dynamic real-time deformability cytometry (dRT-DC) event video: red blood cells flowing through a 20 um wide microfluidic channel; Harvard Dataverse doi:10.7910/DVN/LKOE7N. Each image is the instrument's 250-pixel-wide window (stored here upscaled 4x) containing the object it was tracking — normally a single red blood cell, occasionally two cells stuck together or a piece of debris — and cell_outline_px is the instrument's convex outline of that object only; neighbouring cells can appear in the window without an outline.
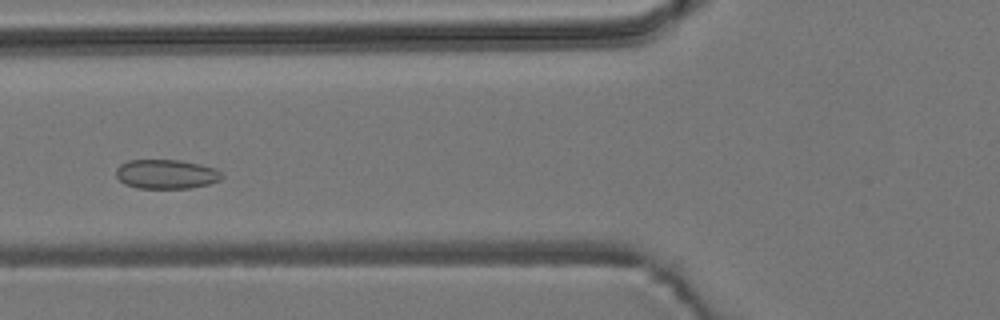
{"species": "common noctule bat (a hibernating species)", "species_latin": "Nyctalus noctula", "temperature_condition": "room temperature", "stored_images_in_passage": 39, "camera_frame_rate_fps": 3000, "um_per_image_px": 0.085, "animal": {"sex": "male", "body_mass_g": 19.2, "forearm_length_mm": 51.8}, "frame": {"image": 1, "passage_image": 6, "time_ms": 1.667, "image_size_px": [1000, 320], "cell_outline_px": [[224, 176], [220, 180], [208, 184], [188, 188], [136, 188], [124, 184], [116, 176], [116, 168], [120, 164], [128, 160], [180, 160], [200, 164], [216, 168], [224, 172]], "centroid_in_image_um": [14.15, 14.8], "position_along_channel_um": 111.7, "area_um2": 18.26}}
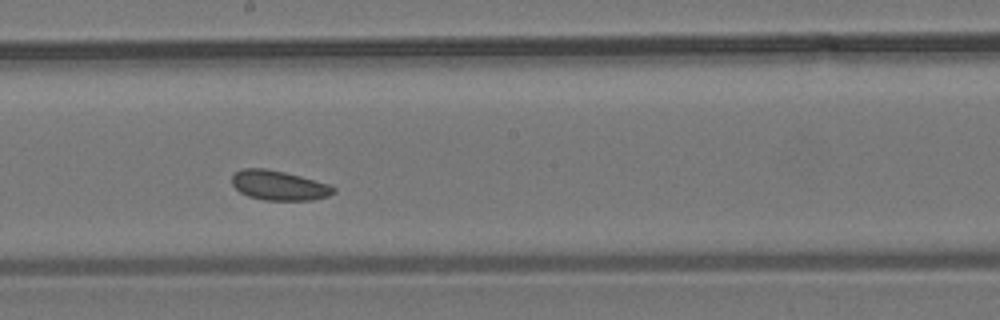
{"frame": {"image": 2, "passage_image": 15, "time_ms": 4.667, "image_size_px": [1000, 320], "cell_outline_px": [[336, 192], [328, 196], [312, 200], [264, 200], [248, 196], [240, 192], [232, 184], [232, 176], [236, 172], [244, 168], [264, 168], [284, 172], [300, 176], [328, 184], [336, 188]], "centroid_in_image_um": [23.71, 15.76], "position_along_channel_um": 224.5, "area_um2": 17.46}}
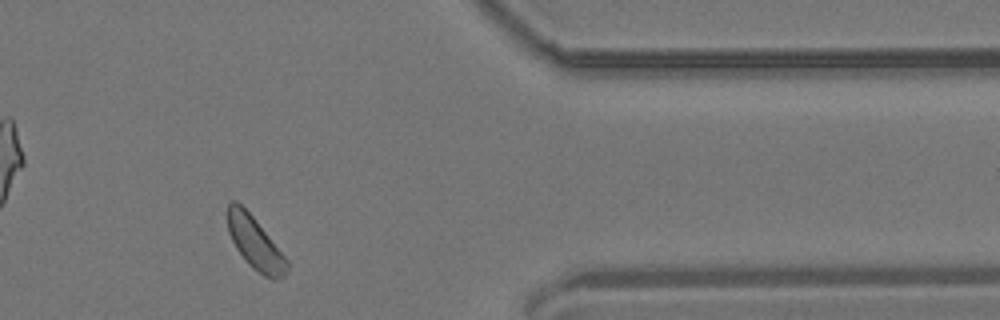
{"frame": {"image": 3, "passage_image": 30, "time_ms": 9.667, "image_size_px": [1000, 320], "cell_outline_px": [[288, 268], [284, 276], [276, 280], [272, 280], [264, 276], [252, 268], [244, 260], [236, 248], [228, 232], [228, 204], [232, 200], [236, 200], [252, 216], [288, 260]], "centroid_in_image_um": [21.68, 20.7], "position_along_channel_um": 389.7, "area_um2": 17.92}, "authors_computed_cell_mechanics": {"area_um2": 18.0336, "velocity_mm_per_s": 3.763, "shape_relaxation_time_tau1_ms": null, "shape_relaxation_time_tau2_ms": 2.0508, "deformation_change_tau1": null, "deformation_change_tau2": 0.0701}}